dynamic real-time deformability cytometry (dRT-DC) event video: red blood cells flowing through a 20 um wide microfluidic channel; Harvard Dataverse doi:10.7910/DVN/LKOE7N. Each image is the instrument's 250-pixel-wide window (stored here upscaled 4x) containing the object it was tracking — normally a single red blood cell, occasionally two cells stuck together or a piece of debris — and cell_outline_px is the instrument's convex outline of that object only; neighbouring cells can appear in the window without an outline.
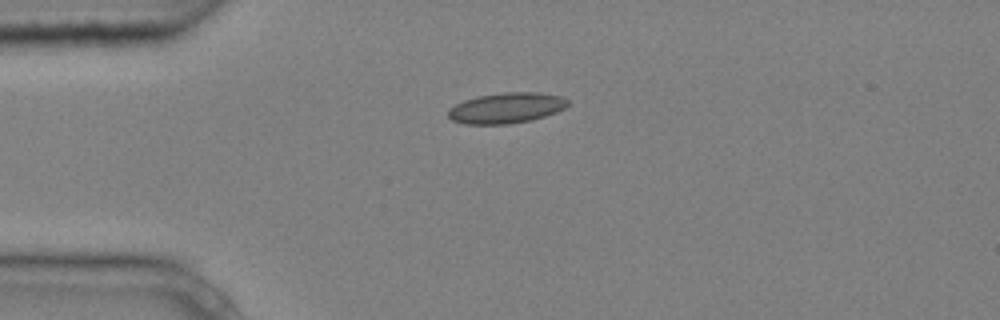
{"species": "common noctule bat (a hibernating species)", "species_latin": "Nyctalus noctula", "temperature_condition": "cold", "stored_images_in_passage": 10, "camera_frame_rate_fps": 3000, "um_per_image_px": 0.085, "animal": {"sex": "male", "body_mass_g": 20.4}, "frame": {"image": 1, "passage_image": 4, "time_ms": 1.0, "image_size_px": [1000, 320], "cell_outline_px": [[568, 104], [564, 108], [556, 112], [532, 120], [508, 124], [464, 124], [452, 120], [448, 116], [448, 108], [464, 100], [476, 96], [504, 92], [540, 92], [560, 96], [568, 100]], "centroid_in_image_um": [43.01, 9.17], "position_along_channel_um": 42.0, "area_um2": 21.39}}
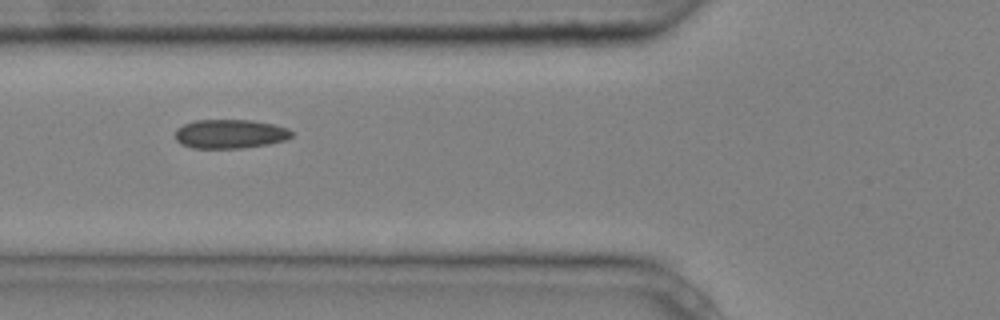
{"frame": {"image": 2, "passage_image": 6, "time_ms": 1.667, "image_size_px": [1000, 320], "cell_outline_px": [[292, 136], [284, 140], [268, 144], [240, 148], [192, 148], [180, 144], [176, 140], [176, 128], [184, 124], [196, 120], [248, 120], [272, 124], [288, 128], [292, 132]], "centroid_in_image_um": [19.52, 11.38], "position_along_channel_um": 106.3, "area_um2": 19.59}}
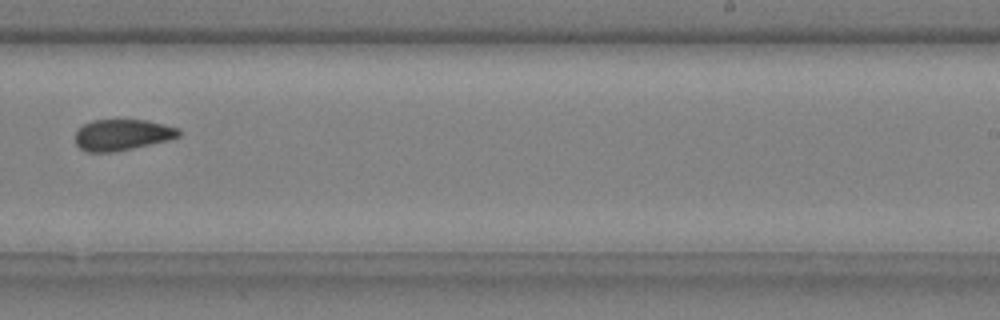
{"frame": {"image": 3, "passage_image": 10, "time_ms": 3.0, "image_size_px": [1000, 320], "cell_outline_px": [[180, 136], [168, 140], [116, 152], [88, 152], [80, 148], [76, 144], [76, 132], [84, 124], [92, 120], [148, 120], [180, 128]], "centroid_in_image_um": [10.41, 11.46], "position_along_channel_um": 278.6, "area_um2": 18.79}}